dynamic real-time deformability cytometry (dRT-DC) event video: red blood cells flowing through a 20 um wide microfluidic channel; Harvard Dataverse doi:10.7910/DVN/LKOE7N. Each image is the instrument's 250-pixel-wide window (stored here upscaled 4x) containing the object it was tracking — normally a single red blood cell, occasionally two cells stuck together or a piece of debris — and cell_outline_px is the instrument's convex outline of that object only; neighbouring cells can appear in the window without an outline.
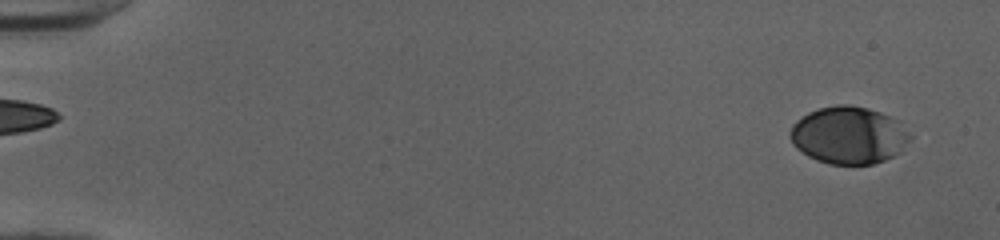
{"species": "human", "species_latin": "Homo sapiens", "temperature_condition": "cold", "stored_images_in_passage": 52, "camera_frame_rate_fps": 3000, "um_per_image_px": 0.085, "donor": {"sex": "female"}, "frame": {"image": 1, "passage_image": 3, "time_ms": 0.667, "image_size_px": [1000, 240], "cell_outline_px": [[912, 136], [900, 152], [884, 160], [872, 164], [828, 164], [816, 160], [808, 156], [796, 148], [792, 144], [788, 136], [788, 132], [792, 124], [796, 120], [808, 112], [820, 108], [836, 104], [852, 104], [868, 108], [880, 112], [900, 120]], "centroid_in_image_um": [72.12, 11.48], "position_along_channel_um": 12.9, "area_um2": 40.58}}
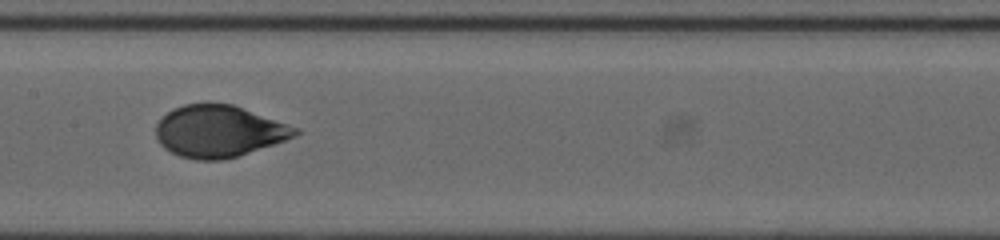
{"frame": {"image": 2, "passage_image": 28, "time_ms": 9.0, "image_size_px": [1000, 240], "cell_outline_px": [[300, 132], [296, 136], [224, 160], [196, 160], [180, 156], [164, 148], [160, 144], [156, 136], [156, 124], [172, 108], [184, 104], [208, 100], [232, 104], [300, 128]], "centroid_in_image_um": [18.57, 11.12], "position_along_channel_um": 188.8, "area_um2": 42.37}}
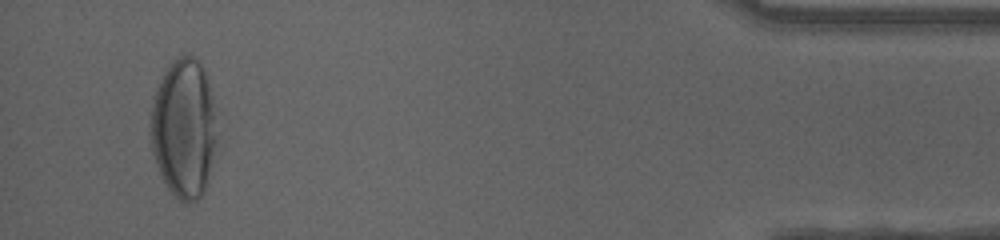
{"frame": {"image": 3, "passage_image": 50, "time_ms": 16.333, "image_size_px": [1000, 240], "cell_outline_px": [[216, 140], [208, 176], [204, 192], [196, 200], [188, 204], [184, 204], [168, 188], [160, 176], [152, 152], [148, 124], [152, 96], [164, 72], [180, 56], [188, 52], [196, 56], [204, 68], [212, 96], [216, 136]], "centroid_in_image_um": [15.58, 10.89], "position_along_channel_um": 419.6, "area_um2": 54.22}, "authors_computed_cell_mechanics": {"area_um2": 42.3674, "velocity_mm_per_s": 3.9966, "shape_relaxation_time_tau1_ms": 3.9788, "shape_relaxation_time_tau2_ms": null, "deformation_change_tau1": 0.1839, "deformation_change_tau2": null}}